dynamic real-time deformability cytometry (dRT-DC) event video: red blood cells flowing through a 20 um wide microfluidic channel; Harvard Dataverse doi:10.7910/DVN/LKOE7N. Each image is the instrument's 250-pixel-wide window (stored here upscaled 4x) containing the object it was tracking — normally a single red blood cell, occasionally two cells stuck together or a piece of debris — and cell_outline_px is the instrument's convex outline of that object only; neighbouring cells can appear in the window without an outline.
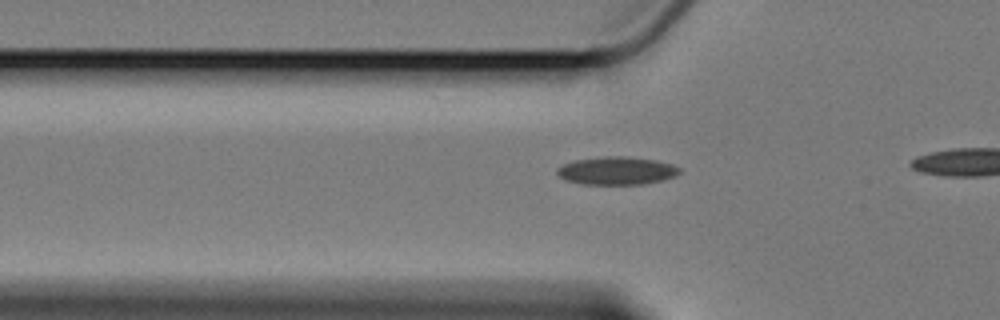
{"species": "Egyptian fruit bat (a non-hibernating species)", "species_latin": "Rousettus aegyptiacus", "temperature_condition": "cold", "stored_images_in_passage": 21, "camera_frame_rate_fps": 3000, "um_per_image_px": 0.085, "animal": {"sex": "female"}, "frame": {"image": 1, "passage_image": 11, "time_ms": 3.333, "image_size_px": [1000, 320], "cell_outline_px": [[680, 172], [676, 176], [644, 184], [584, 184], [564, 180], [556, 172], [556, 168], [564, 164], [576, 160], [604, 156], [624, 156], [656, 160], [672, 164], [680, 168]], "centroid_in_image_um": [52.41, 14.51], "position_along_channel_um": 73.4, "area_um2": 19.88}}
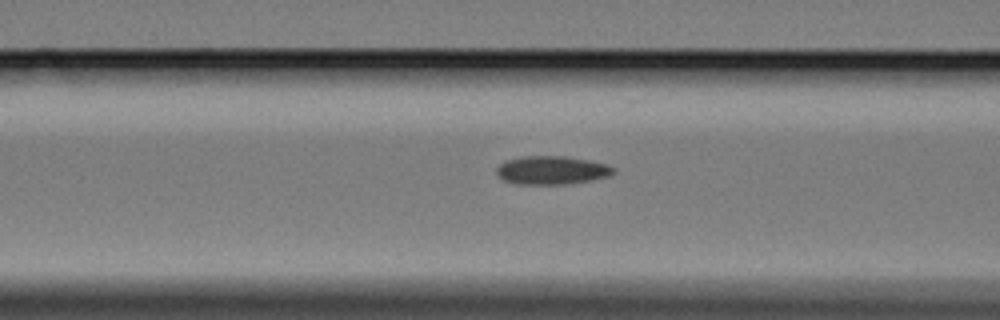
{"frame": {"image": 2, "passage_image": 15, "time_ms": 4.667, "image_size_px": [1000, 320], "cell_outline_px": [[616, 172], [612, 176], [588, 180], [560, 184], [524, 184], [504, 180], [496, 172], [496, 168], [500, 164], [508, 160], [524, 156], [564, 156], [588, 160], [608, 164], [616, 168]], "centroid_in_image_um": [46.96, 14.45], "position_along_channel_um": 119.6, "area_um2": 19.13}}
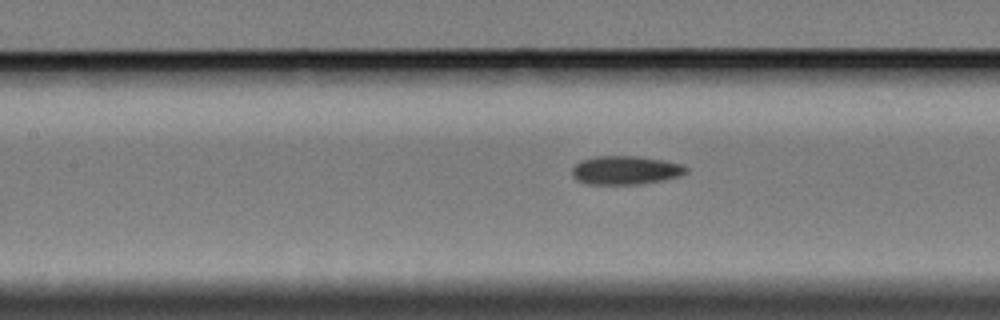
{"frame": {"image": 3, "passage_image": 18, "time_ms": 5.667, "image_size_px": [1000, 320], "cell_outline_px": [[688, 172], [680, 176], [664, 180], [640, 184], [588, 184], [576, 180], [572, 176], [572, 168], [580, 160], [596, 156], [640, 156], [664, 160], [684, 164], [688, 168]], "centroid_in_image_um": [53.2, 14.46], "position_along_channel_um": 154.2, "area_um2": 19.31}}